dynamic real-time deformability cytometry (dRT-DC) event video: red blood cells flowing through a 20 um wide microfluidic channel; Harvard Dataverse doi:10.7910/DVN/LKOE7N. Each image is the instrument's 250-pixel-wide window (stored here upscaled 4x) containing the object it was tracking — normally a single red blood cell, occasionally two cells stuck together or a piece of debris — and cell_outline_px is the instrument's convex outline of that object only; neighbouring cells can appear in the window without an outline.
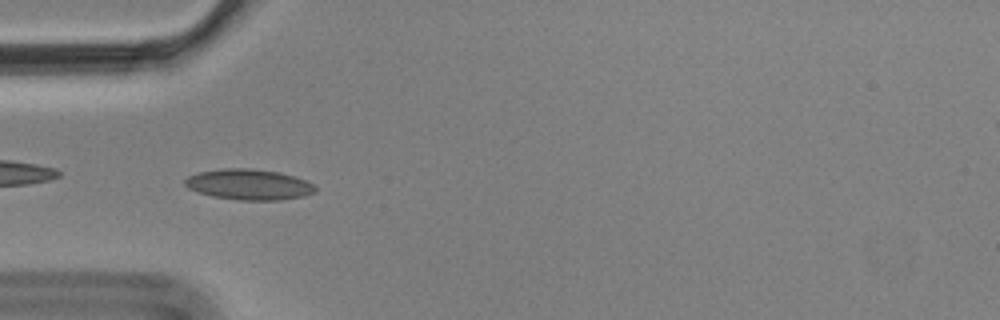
{"species": "Egyptian fruit bat (a non-hibernating species)", "species_latin": "Rousettus aegyptiacus", "temperature_condition": "cold", "stored_images_in_passage": 4, "camera_frame_rate_fps": 3000, "um_per_image_px": 0.085, "animal": {"sex": "male"}, "frame": {"image": 1, "passage_image": 3, "time_ms": 0.667, "image_size_px": [1000, 320], "cell_outline_px": [[316, 192], [304, 196], [280, 200], [240, 200], [212, 196], [188, 188], [184, 184], [184, 180], [188, 176], [200, 172], [224, 168], [252, 168], [280, 172], [304, 180], [312, 184], [316, 188]], "centroid_in_image_um": [21.16, 15.68], "position_along_channel_um": 63.8, "area_um2": 23.18}}